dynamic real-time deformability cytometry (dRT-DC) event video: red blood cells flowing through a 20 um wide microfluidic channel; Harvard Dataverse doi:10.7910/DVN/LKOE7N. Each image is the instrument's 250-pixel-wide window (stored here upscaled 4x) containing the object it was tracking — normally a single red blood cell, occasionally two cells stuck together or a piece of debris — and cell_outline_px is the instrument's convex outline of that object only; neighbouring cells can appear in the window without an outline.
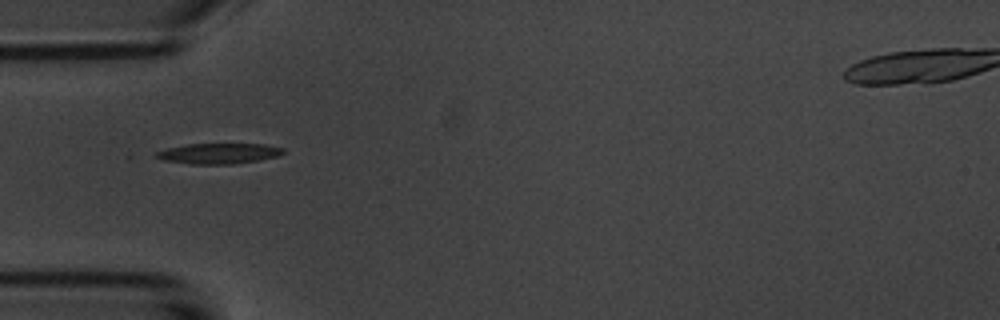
{"species": "common noctule bat (a hibernating species)", "species_latin": "Nyctalus noctula", "temperature_condition": "room temperature", "stored_images_in_passage": 40, "camera_frame_rate_fps": 3000, "um_per_image_px": 0.085, "animal": {"sex": "male", "body_mass_g": 20.1, "forearm_length_mm": 53.5}, "frame": {"image": 1, "passage_image": 3, "time_ms": 0.667, "image_size_px": [1000, 320], "cell_outline_px": [[284, 152], [276, 156], [260, 160], [232, 164], [192, 164], [164, 160], [156, 156], [156, 152], [168, 148], [188, 144], [264, 144], [284, 148]], "centroid_in_image_um": [18.62, 13.04], "position_along_channel_um": 66.4, "area_um2": 14.97}}
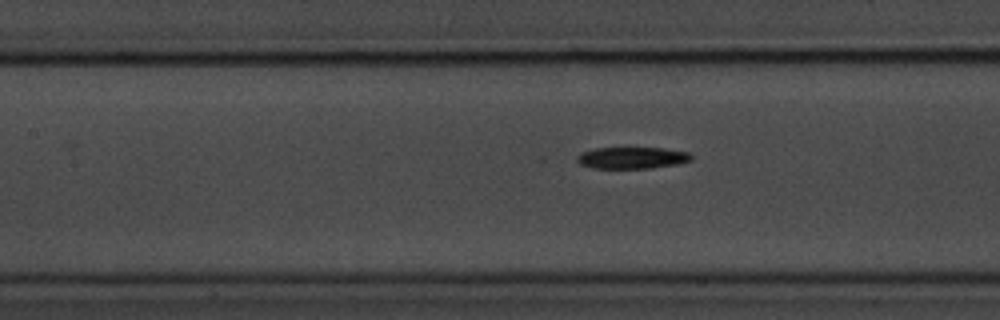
{"frame": {"image": 2, "passage_image": 10, "time_ms": 3.0, "image_size_px": [1000, 320], "cell_outline_px": [[692, 160], [676, 164], [652, 168], [592, 168], [580, 164], [576, 160], [576, 156], [580, 152], [596, 148], [628, 144], [664, 148], [688, 152], [692, 156]], "centroid_in_image_um": [53.68, 13.35], "position_along_channel_um": 153.7, "area_um2": 15.43}}
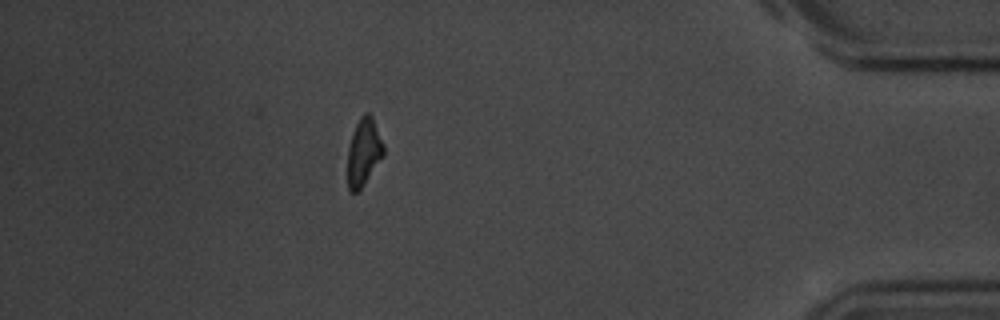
{"frame": {"image": 3, "passage_image": 34, "time_ms": 11.0, "image_size_px": [1000, 320], "cell_outline_px": [[384, 156], [364, 184], [356, 192], [352, 192], [348, 188], [348, 148], [352, 132], [360, 116], [364, 112], [368, 112], [372, 116], [384, 144]], "centroid_in_image_um": [30.93, 12.89], "position_along_channel_um": 404.3, "area_um2": 14.16}, "authors_computed_cell_mechanics": {"area_um2": 15.0569, "velocity_mm_per_s": 3.7225, "shape_relaxation_time_tau1_ms": 4.6089, "shape_relaxation_time_tau2_ms": null, "deformation_change_tau1": 0.1547, "deformation_change_tau2": null}}